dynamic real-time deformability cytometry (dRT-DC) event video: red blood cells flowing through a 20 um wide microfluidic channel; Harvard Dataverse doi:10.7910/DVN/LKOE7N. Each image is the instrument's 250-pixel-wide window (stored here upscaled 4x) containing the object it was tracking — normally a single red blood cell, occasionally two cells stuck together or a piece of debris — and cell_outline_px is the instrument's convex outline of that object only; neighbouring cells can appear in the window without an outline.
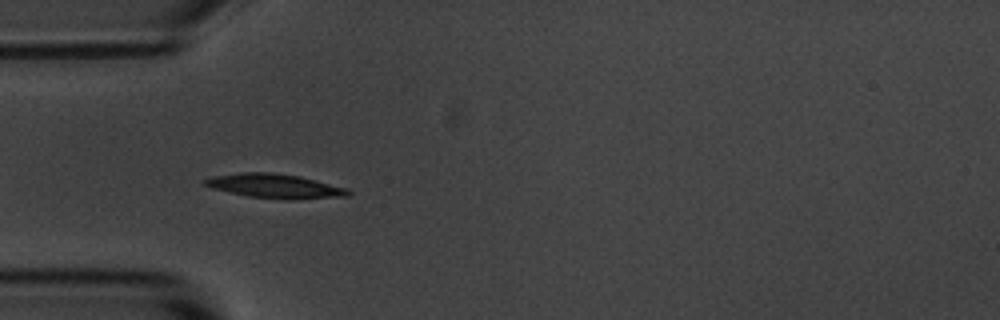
{"species": "common noctule bat (a hibernating species)", "species_latin": "Nyctalus noctula", "temperature_condition": "room temperature", "stored_images_in_passage": 8, "camera_frame_rate_fps": 3000, "um_per_image_px": 0.085, "animal": {"sex": "male", "body_mass_g": 20.1, "forearm_length_mm": 53.5}, "frame": {"image": 1, "passage_image": 4, "time_ms": 3.333, "image_size_px": [1000, 320], "cell_outline_px": [[352, 192], [348, 196], [288, 200], [248, 196], [212, 188], [204, 184], [200, 180], [216, 176], [240, 172], [272, 172], [300, 176], [348, 188]], "centroid_in_image_um": [23.39, 15.81], "position_along_channel_um": 61.6, "area_um2": 20.29}}
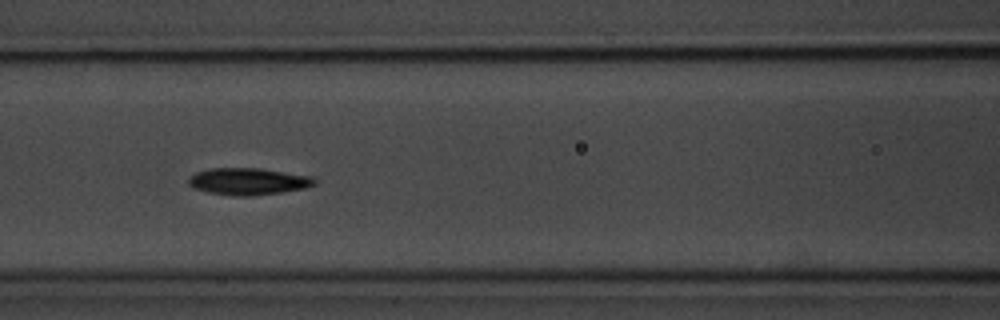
{"frame": {"image": 2, "passage_image": 6, "time_ms": 5.667, "image_size_px": [1000, 320], "cell_outline_px": [[316, 184], [304, 188], [280, 192], [248, 196], [232, 196], [208, 192], [192, 188], [188, 184], [188, 176], [196, 172], [212, 168], [260, 168], [312, 176], [316, 180]], "centroid_in_image_um": [21.06, 15.41], "position_along_channel_um": 145.5, "area_um2": 19.83}}
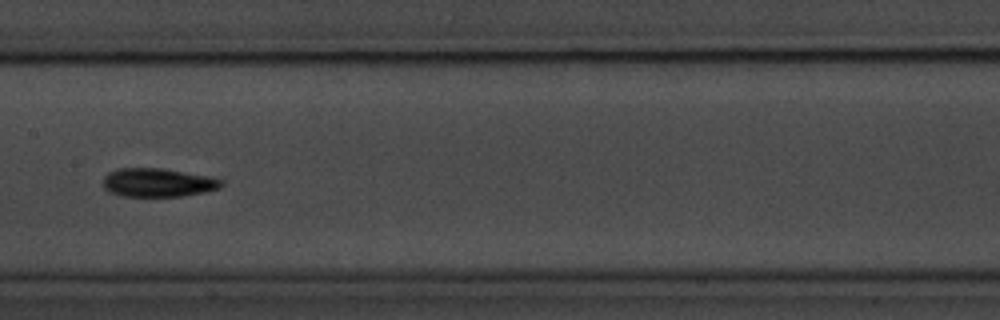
{"frame": {"image": 3, "passage_image": 7, "time_ms": 7.0, "image_size_px": [1000, 320], "cell_outline_px": [[224, 184], [220, 188], [204, 192], [180, 196], [120, 196], [108, 192], [104, 188], [104, 176], [108, 172], [116, 168], [164, 168], [208, 176], [224, 180]], "centroid_in_image_um": [13.41, 15.51], "position_along_channel_um": 194.0, "area_um2": 19.88}}